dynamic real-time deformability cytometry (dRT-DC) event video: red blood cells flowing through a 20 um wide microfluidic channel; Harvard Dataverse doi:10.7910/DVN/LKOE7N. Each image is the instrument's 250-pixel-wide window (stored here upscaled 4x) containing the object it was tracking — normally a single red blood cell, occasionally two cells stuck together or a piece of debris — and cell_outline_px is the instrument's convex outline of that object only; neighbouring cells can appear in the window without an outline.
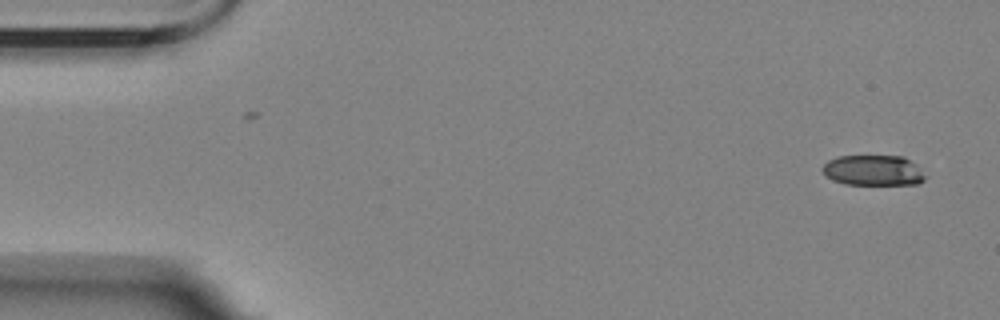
{"species": "Egyptian fruit bat (a non-hibernating species)", "species_latin": "Rousettus aegyptiacus", "temperature_condition": "room temperature", "stored_images_in_passage": 5, "camera_frame_rate_fps": 3000, "um_per_image_px": 0.085, "animal": {"sex": "female"}, "frame": {"image": 1, "passage_image": 1, "time_ms": 0.0, "image_size_px": [1000, 320], "cell_outline_px": [[924, 180], [916, 184], [844, 184], [832, 180], [824, 176], [820, 168], [828, 160], [836, 156], [904, 156], [916, 164], [924, 176]], "centroid_in_image_um": [74.15, 14.47], "position_along_channel_um": 10.8, "area_um2": 18.32}}
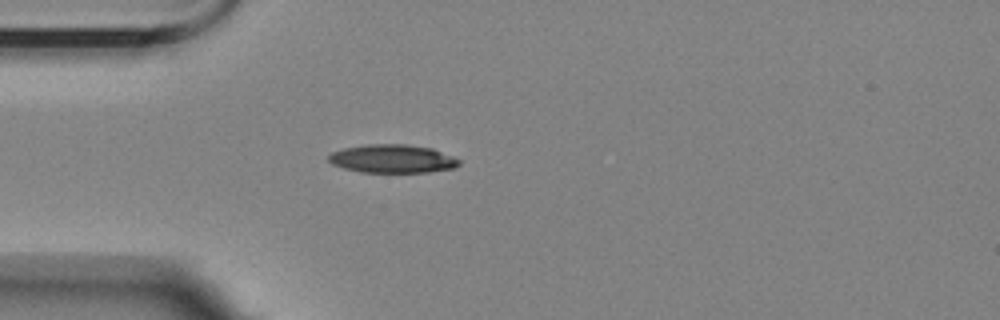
{"frame": {"image": 2, "passage_image": 5, "time_ms": 4.333, "image_size_px": [1000, 320], "cell_outline_px": [[460, 164], [452, 168], [428, 172], [360, 172], [344, 168], [332, 164], [328, 160], [328, 156], [332, 152], [344, 148], [368, 144], [404, 144], [432, 148], [452, 156], [460, 160]], "centroid_in_image_um": [33.34, 13.49], "position_along_channel_um": 51.7, "area_um2": 21.44}}